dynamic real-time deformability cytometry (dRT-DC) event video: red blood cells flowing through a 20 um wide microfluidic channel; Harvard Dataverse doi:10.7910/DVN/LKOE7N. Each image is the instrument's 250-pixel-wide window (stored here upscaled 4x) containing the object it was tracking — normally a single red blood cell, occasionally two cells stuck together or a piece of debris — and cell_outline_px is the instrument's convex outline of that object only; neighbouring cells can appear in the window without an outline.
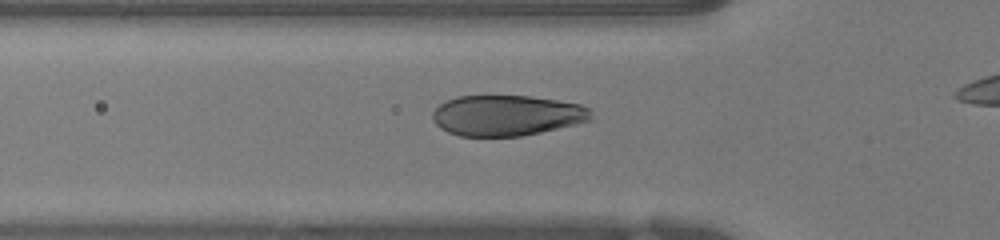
{"species": "human", "species_latin": "Homo sapiens", "temperature_condition": "warm", "stored_images_in_passage": 33, "camera_frame_rate_fps": 3000, "um_per_image_px": 0.085, "donor": {"sex": "female"}, "frame": {"image": 1, "passage_image": 8, "time_ms": 2.333, "image_size_px": [1000, 240], "cell_outline_px": [[592, 120], [576, 124], [540, 132], [520, 136], [460, 136], [448, 132], [440, 128], [432, 120], [432, 112], [440, 104], [456, 96], [528, 96], [556, 100], [580, 104], [588, 108], [592, 112]], "centroid_in_image_um": [43.06, 9.81], "position_along_channel_um": 82.7, "area_um2": 37.45}}
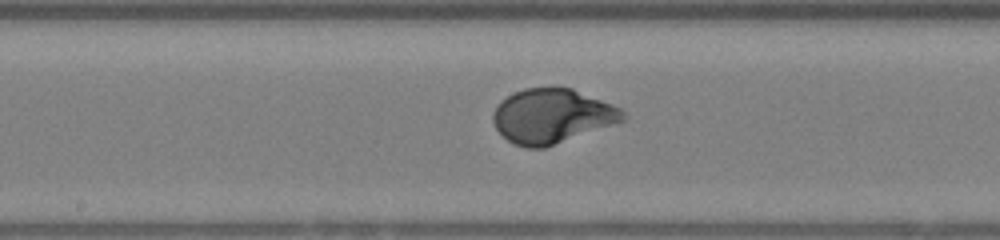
{"frame": {"image": 2, "passage_image": 17, "time_ms": 5.333, "image_size_px": [1000, 240], "cell_outline_px": [[628, 116], [624, 120], [544, 148], [524, 148], [512, 144], [496, 128], [492, 120], [492, 112], [500, 100], [524, 88], [572, 88], [612, 104], [620, 108]], "centroid_in_image_um": [46.89, 9.87], "position_along_channel_um": 201.3, "area_um2": 40.92}}
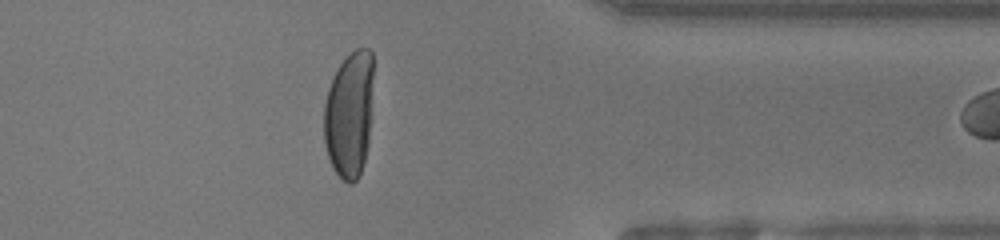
{"frame": {"image": 3, "passage_image": 32, "time_ms": 10.333, "image_size_px": [1000, 240], "cell_outline_px": [[372, 76], [368, 144], [364, 160], [360, 172], [356, 180], [352, 184], [348, 184], [332, 168], [324, 144], [324, 104], [328, 88], [340, 64], [356, 48], [368, 48], [372, 52]], "centroid_in_image_um": [29.67, 9.74], "position_along_channel_um": 381.7, "area_um2": 35.95}}